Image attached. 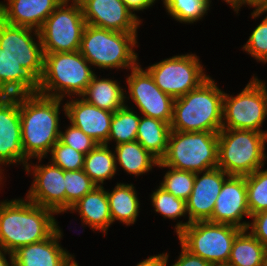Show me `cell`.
Returning a JSON list of instances; mask_svg holds the SVG:
<instances>
[{
    "label": "cell",
    "instance_id": "obj_1",
    "mask_svg": "<svg viewBox=\"0 0 267 266\" xmlns=\"http://www.w3.org/2000/svg\"><path fill=\"white\" fill-rule=\"evenodd\" d=\"M54 214L27 198L0 202V250L13 253L47 239L59 227Z\"/></svg>",
    "mask_w": 267,
    "mask_h": 266
},
{
    "label": "cell",
    "instance_id": "obj_2",
    "mask_svg": "<svg viewBox=\"0 0 267 266\" xmlns=\"http://www.w3.org/2000/svg\"><path fill=\"white\" fill-rule=\"evenodd\" d=\"M61 101L39 93L19 95L22 147L29 159L41 162L59 141Z\"/></svg>",
    "mask_w": 267,
    "mask_h": 266
},
{
    "label": "cell",
    "instance_id": "obj_3",
    "mask_svg": "<svg viewBox=\"0 0 267 266\" xmlns=\"http://www.w3.org/2000/svg\"><path fill=\"white\" fill-rule=\"evenodd\" d=\"M224 91L209 76L197 88L176 98L170 129L181 132H215L222 129Z\"/></svg>",
    "mask_w": 267,
    "mask_h": 266
},
{
    "label": "cell",
    "instance_id": "obj_4",
    "mask_svg": "<svg viewBox=\"0 0 267 266\" xmlns=\"http://www.w3.org/2000/svg\"><path fill=\"white\" fill-rule=\"evenodd\" d=\"M90 65L79 50L44 53V70L38 93L62 100L66 95L80 98L95 74Z\"/></svg>",
    "mask_w": 267,
    "mask_h": 266
},
{
    "label": "cell",
    "instance_id": "obj_5",
    "mask_svg": "<svg viewBox=\"0 0 267 266\" xmlns=\"http://www.w3.org/2000/svg\"><path fill=\"white\" fill-rule=\"evenodd\" d=\"M137 33H123L86 24L79 52L99 69H131L138 64L134 51Z\"/></svg>",
    "mask_w": 267,
    "mask_h": 266
},
{
    "label": "cell",
    "instance_id": "obj_6",
    "mask_svg": "<svg viewBox=\"0 0 267 266\" xmlns=\"http://www.w3.org/2000/svg\"><path fill=\"white\" fill-rule=\"evenodd\" d=\"M267 133L222 128L218 132V166L228 175L246 176L264 167Z\"/></svg>",
    "mask_w": 267,
    "mask_h": 266
},
{
    "label": "cell",
    "instance_id": "obj_7",
    "mask_svg": "<svg viewBox=\"0 0 267 266\" xmlns=\"http://www.w3.org/2000/svg\"><path fill=\"white\" fill-rule=\"evenodd\" d=\"M160 162L177 170L200 173L218 166V133L171 130Z\"/></svg>",
    "mask_w": 267,
    "mask_h": 266
},
{
    "label": "cell",
    "instance_id": "obj_8",
    "mask_svg": "<svg viewBox=\"0 0 267 266\" xmlns=\"http://www.w3.org/2000/svg\"><path fill=\"white\" fill-rule=\"evenodd\" d=\"M241 231L229 224L197 221L190 223L177 236L192 254L212 265H227L233 241Z\"/></svg>",
    "mask_w": 267,
    "mask_h": 266
},
{
    "label": "cell",
    "instance_id": "obj_9",
    "mask_svg": "<svg viewBox=\"0 0 267 266\" xmlns=\"http://www.w3.org/2000/svg\"><path fill=\"white\" fill-rule=\"evenodd\" d=\"M63 0L39 30L44 53L79 50L86 22L78 0Z\"/></svg>",
    "mask_w": 267,
    "mask_h": 266
},
{
    "label": "cell",
    "instance_id": "obj_10",
    "mask_svg": "<svg viewBox=\"0 0 267 266\" xmlns=\"http://www.w3.org/2000/svg\"><path fill=\"white\" fill-rule=\"evenodd\" d=\"M266 88L265 82L253 77L237 96L224 92L222 128L267 133L260 129L267 117Z\"/></svg>",
    "mask_w": 267,
    "mask_h": 266
},
{
    "label": "cell",
    "instance_id": "obj_11",
    "mask_svg": "<svg viewBox=\"0 0 267 266\" xmlns=\"http://www.w3.org/2000/svg\"><path fill=\"white\" fill-rule=\"evenodd\" d=\"M196 54L172 56L147 67L155 84L174 99L184 96L197 88L209 75Z\"/></svg>",
    "mask_w": 267,
    "mask_h": 266
},
{
    "label": "cell",
    "instance_id": "obj_12",
    "mask_svg": "<svg viewBox=\"0 0 267 266\" xmlns=\"http://www.w3.org/2000/svg\"><path fill=\"white\" fill-rule=\"evenodd\" d=\"M126 80L129 95H125V98L129 100L131 97L141 115L171 123L175 99L155 84L147 69L143 70L138 63L131 68V74Z\"/></svg>",
    "mask_w": 267,
    "mask_h": 266
},
{
    "label": "cell",
    "instance_id": "obj_13",
    "mask_svg": "<svg viewBox=\"0 0 267 266\" xmlns=\"http://www.w3.org/2000/svg\"><path fill=\"white\" fill-rule=\"evenodd\" d=\"M33 35L37 38V42ZM0 48L38 80L41 79L44 70V52L39 31L10 25L0 19Z\"/></svg>",
    "mask_w": 267,
    "mask_h": 266
},
{
    "label": "cell",
    "instance_id": "obj_14",
    "mask_svg": "<svg viewBox=\"0 0 267 266\" xmlns=\"http://www.w3.org/2000/svg\"><path fill=\"white\" fill-rule=\"evenodd\" d=\"M201 173L203 175L199 177ZM227 176L229 175L219 167L195 173L193 189L186 200L189 219L187 222L182 223L181 221L176 224L175 231L177 235L190 223L209 221L211 219L215 201Z\"/></svg>",
    "mask_w": 267,
    "mask_h": 266
},
{
    "label": "cell",
    "instance_id": "obj_15",
    "mask_svg": "<svg viewBox=\"0 0 267 266\" xmlns=\"http://www.w3.org/2000/svg\"><path fill=\"white\" fill-rule=\"evenodd\" d=\"M50 163V164H49ZM47 165L25 166L27 173L33 172V184L26 194L31 202L58 213L66 212L64 170L49 162ZM31 167V168H30Z\"/></svg>",
    "mask_w": 267,
    "mask_h": 266
},
{
    "label": "cell",
    "instance_id": "obj_16",
    "mask_svg": "<svg viewBox=\"0 0 267 266\" xmlns=\"http://www.w3.org/2000/svg\"><path fill=\"white\" fill-rule=\"evenodd\" d=\"M28 161L22 147L19 95H0V167L22 163L25 168Z\"/></svg>",
    "mask_w": 267,
    "mask_h": 266
},
{
    "label": "cell",
    "instance_id": "obj_17",
    "mask_svg": "<svg viewBox=\"0 0 267 266\" xmlns=\"http://www.w3.org/2000/svg\"><path fill=\"white\" fill-rule=\"evenodd\" d=\"M86 24L123 33H137L141 20L123 0H78Z\"/></svg>",
    "mask_w": 267,
    "mask_h": 266
},
{
    "label": "cell",
    "instance_id": "obj_18",
    "mask_svg": "<svg viewBox=\"0 0 267 266\" xmlns=\"http://www.w3.org/2000/svg\"><path fill=\"white\" fill-rule=\"evenodd\" d=\"M244 216L251 217L247 204L246 178L229 175L215 201L209 222L229 224L246 230L249 222H240Z\"/></svg>",
    "mask_w": 267,
    "mask_h": 266
},
{
    "label": "cell",
    "instance_id": "obj_19",
    "mask_svg": "<svg viewBox=\"0 0 267 266\" xmlns=\"http://www.w3.org/2000/svg\"><path fill=\"white\" fill-rule=\"evenodd\" d=\"M65 116L70 123L81 129L98 144H105L109 138L114 112L100 109L82 98H73L63 105Z\"/></svg>",
    "mask_w": 267,
    "mask_h": 266
},
{
    "label": "cell",
    "instance_id": "obj_20",
    "mask_svg": "<svg viewBox=\"0 0 267 266\" xmlns=\"http://www.w3.org/2000/svg\"><path fill=\"white\" fill-rule=\"evenodd\" d=\"M61 238L58 227L47 239L18 248L13 252L15 266H67L74 255L62 248Z\"/></svg>",
    "mask_w": 267,
    "mask_h": 266
},
{
    "label": "cell",
    "instance_id": "obj_21",
    "mask_svg": "<svg viewBox=\"0 0 267 266\" xmlns=\"http://www.w3.org/2000/svg\"><path fill=\"white\" fill-rule=\"evenodd\" d=\"M0 2V19L5 23L39 31L63 0H7Z\"/></svg>",
    "mask_w": 267,
    "mask_h": 266
},
{
    "label": "cell",
    "instance_id": "obj_22",
    "mask_svg": "<svg viewBox=\"0 0 267 266\" xmlns=\"http://www.w3.org/2000/svg\"><path fill=\"white\" fill-rule=\"evenodd\" d=\"M39 80L0 48V95L38 93Z\"/></svg>",
    "mask_w": 267,
    "mask_h": 266
},
{
    "label": "cell",
    "instance_id": "obj_23",
    "mask_svg": "<svg viewBox=\"0 0 267 266\" xmlns=\"http://www.w3.org/2000/svg\"><path fill=\"white\" fill-rule=\"evenodd\" d=\"M70 212H79L82 223L105 233L113 223L109 210L107 192L103 186H96L91 192L84 195L70 209Z\"/></svg>",
    "mask_w": 267,
    "mask_h": 266
},
{
    "label": "cell",
    "instance_id": "obj_24",
    "mask_svg": "<svg viewBox=\"0 0 267 266\" xmlns=\"http://www.w3.org/2000/svg\"><path fill=\"white\" fill-rule=\"evenodd\" d=\"M124 94L125 92L119 86L118 81L109 78H97L94 74L85 92L80 97L100 109L116 112L126 105Z\"/></svg>",
    "mask_w": 267,
    "mask_h": 266
},
{
    "label": "cell",
    "instance_id": "obj_25",
    "mask_svg": "<svg viewBox=\"0 0 267 266\" xmlns=\"http://www.w3.org/2000/svg\"><path fill=\"white\" fill-rule=\"evenodd\" d=\"M107 192L112 222L118 220L127 226L136 222L140 203L133 184L117 183Z\"/></svg>",
    "mask_w": 267,
    "mask_h": 266
},
{
    "label": "cell",
    "instance_id": "obj_26",
    "mask_svg": "<svg viewBox=\"0 0 267 266\" xmlns=\"http://www.w3.org/2000/svg\"><path fill=\"white\" fill-rule=\"evenodd\" d=\"M266 247L250 231L242 230L234 239L227 266H266Z\"/></svg>",
    "mask_w": 267,
    "mask_h": 266
},
{
    "label": "cell",
    "instance_id": "obj_27",
    "mask_svg": "<svg viewBox=\"0 0 267 266\" xmlns=\"http://www.w3.org/2000/svg\"><path fill=\"white\" fill-rule=\"evenodd\" d=\"M114 152L116 166L119 164L130 175L145 174L159 163V160L136 140L115 146Z\"/></svg>",
    "mask_w": 267,
    "mask_h": 266
},
{
    "label": "cell",
    "instance_id": "obj_28",
    "mask_svg": "<svg viewBox=\"0 0 267 266\" xmlns=\"http://www.w3.org/2000/svg\"><path fill=\"white\" fill-rule=\"evenodd\" d=\"M170 124L152 117H140L136 141L159 161L167 151Z\"/></svg>",
    "mask_w": 267,
    "mask_h": 266
},
{
    "label": "cell",
    "instance_id": "obj_29",
    "mask_svg": "<svg viewBox=\"0 0 267 266\" xmlns=\"http://www.w3.org/2000/svg\"><path fill=\"white\" fill-rule=\"evenodd\" d=\"M109 148L106 144H97L84 157L83 170L97 186H103L117 171L115 154Z\"/></svg>",
    "mask_w": 267,
    "mask_h": 266
},
{
    "label": "cell",
    "instance_id": "obj_30",
    "mask_svg": "<svg viewBox=\"0 0 267 266\" xmlns=\"http://www.w3.org/2000/svg\"><path fill=\"white\" fill-rule=\"evenodd\" d=\"M135 113L130 107L128 108V105L114 112L106 145L112 140L115 141L116 146L136 140L140 115Z\"/></svg>",
    "mask_w": 267,
    "mask_h": 266
},
{
    "label": "cell",
    "instance_id": "obj_31",
    "mask_svg": "<svg viewBox=\"0 0 267 266\" xmlns=\"http://www.w3.org/2000/svg\"><path fill=\"white\" fill-rule=\"evenodd\" d=\"M163 4L168 14L181 23L202 19L210 7L207 0H163Z\"/></svg>",
    "mask_w": 267,
    "mask_h": 266
},
{
    "label": "cell",
    "instance_id": "obj_32",
    "mask_svg": "<svg viewBox=\"0 0 267 266\" xmlns=\"http://www.w3.org/2000/svg\"><path fill=\"white\" fill-rule=\"evenodd\" d=\"M245 178L250 215L267 210V169L258 168Z\"/></svg>",
    "mask_w": 267,
    "mask_h": 266
},
{
    "label": "cell",
    "instance_id": "obj_33",
    "mask_svg": "<svg viewBox=\"0 0 267 266\" xmlns=\"http://www.w3.org/2000/svg\"><path fill=\"white\" fill-rule=\"evenodd\" d=\"M158 167L169 168L160 183V187L175 197L186 201L193 189L195 173L164 166L160 161Z\"/></svg>",
    "mask_w": 267,
    "mask_h": 266
},
{
    "label": "cell",
    "instance_id": "obj_34",
    "mask_svg": "<svg viewBox=\"0 0 267 266\" xmlns=\"http://www.w3.org/2000/svg\"><path fill=\"white\" fill-rule=\"evenodd\" d=\"M64 180L66 211L97 186L83 169L64 171Z\"/></svg>",
    "mask_w": 267,
    "mask_h": 266
},
{
    "label": "cell",
    "instance_id": "obj_35",
    "mask_svg": "<svg viewBox=\"0 0 267 266\" xmlns=\"http://www.w3.org/2000/svg\"><path fill=\"white\" fill-rule=\"evenodd\" d=\"M151 201L154 210L163 215L164 218L176 220L177 217L187 215L186 201L175 197L160 186L153 191Z\"/></svg>",
    "mask_w": 267,
    "mask_h": 266
},
{
    "label": "cell",
    "instance_id": "obj_36",
    "mask_svg": "<svg viewBox=\"0 0 267 266\" xmlns=\"http://www.w3.org/2000/svg\"><path fill=\"white\" fill-rule=\"evenodd\" d=\"M265 12L267 10H253L251 15L255 19ZM242 49L259 62H267V16L252 31Z\"/></svg>",
    "mask_w": 267,
    "mask_h": 266
},
{
    "label": "cell",
    "instance_id": "obj_37",
    "mask_svg": "<svg viewBox=\"0 0 267 266\" xmlns=\"http://www.w3.org/2000/svg\"><path fill=\"white\" fill-rule=\"evenodd\" d=\"M50 153L52 155L50 162L64 171L82 170L84 167L85 155L63 144L60 140L53 145Z\"/></svg>",
    "mask_w": 267,
    "mask_h": 266
},
{
    "label": "cell",
    "instance_id": "obj_38",
    "mask_svg": "<svg viewBox=\"0 0 267 266\" xmlns=\"http://www.w3.org/2000/svg\"><path fill=\"white\" fill-rule=\"evenodd\" d=\"M59 140L63 144L74 148L76 151L83 153L84 155L98 144L94 139L72 124L65 130V132H60Z\"/></svg>",
    "mask_w": 267,
    "mask_h": 266
},
{
    "label": "cell",
    "instance_id": "obj_39",
    "mask_svg": "<svg viewBox=\"0 0 267 266\" xmlns=\"http://www.w3.org/2000/svg\"><path fill=\"white\" fill-rule=\"evenodd\" d=\"M252 223L249 222L247 230L258 239L267 249V210L252 215Z\"/></svg>",
    "mask_w": 267,
    "mask_h": 266
},
{
    "label": "cell",
    "instance_id": "obj_40",
    "mask_svg": "<svg viewBox=\"0 0 267 266\" xmlns=\"http://www.w3.org/2000/svg\"><path fill=\"white\" fill-rule=\"evenodd\" d=\"M180 245L182 248L181 253L175 264L172 266H213L210 262L192 254L181 243Z\"/></svg>",
    "mask_w": 267,
    "mask_h": 266
},
{
    "label": "cell",
    "instance_id": "obj_41",
    "mask_svg": "<svg viewBox=\"0 0 267 266\" xmlns=\"http://www.w3.org/2000/svg\"><path fill=\"white\" fill-rule=\"evenodd\" d=\"M245 4L255 10H267V0H234V11L238 13L240 7Z\"/></svg>",
    "mask_w": 267,
    "mask_h": 266
},
{
    "label": "cell",
    "instance_id": "obj_42",
    "mask_svg": "<svg viewBox=\"0 0 267 266\" xmlns=\"http://www.w3.org/2000/svg\"><path fill=\"white\" fill-rule=\"evenodd\" d=\"M168 254L162 253L154 256H150L147 259L141 261L136 266H167Z\"/></svg>",
    "mask_w": 267,
    "mask_h": 266
},
{
    "label": "cell",
    "instance_id": "obj_43",
    "mask_svg": "<svg viewBox=\"0 0 267 266\" xmlns=\"http://www.w3.org/2000/svg\"><path fill=\"white\" fill-rule=\"evenodd\" d=\"M126 6L132 11H143L148 9L156 0H123Z\"/></svg>",
    "mask_w": 267,
    "mask_h": 266
},
{
    "label": "cell",
    "instance_id": "obj_44",
    "mask_svg": "<svg viewBox=\"0 0 267 266\" xmlns=\"http://www.w3.org/2000/svg\"><path fill=\"white\" fill-rule=\"evenodd\" d=\"M7 254L9 255V258H10V262H11L10 264L8 263L5 257ZM0 266H15L13 253L0 250Z\"/></svg>",
    "mask_w": 267,
    "mask_h": 266
},
{
    "label": "cell",
    "instance_id": "obj_45",
    "mask_svg": "<svg viewBox=\"0 0 267 266\" xmlns=\"http://www.w3.org/2000/svg\"><path fill=\"white\" fill-rule=\"evenodd\" d=\"M211 4V0H207ZM226 3H228L231 8L234 9V0H224Z\"/></svg>",
    "mask_w": 267,
    "mask_h": 266
},
{
    "label": "cell",
    "instance_id": "obj_46",
    "mask_svg": "<svg viewBox=\"0 0 267 266\" xmlns=\"http://www.w3.org/2000/svg\"><path fill=\"white\" fill-rule=\"evenodd\" d=\"M67 266H79L77 262H75L74 258L69 262Z\"/></svg>",
    "mask_w": 267,
    "mask_h": 266
},
{
    "label": "cell",
    "instance_id": "obj_47",
    "mask_svg": "<svg viewBox=\"0 0 267 266\" xmlns=\"http://www.w3.org/2000/svg\"><path fill=\"white\" fill-rule=\"evenodd\" d=\"M1 168V167H0ZM2 171H4V169L2 170V169H0V184H1V181H2V176H1V174L3 173Z\"/></svg>",
    "mask_w": 267,
    "mask_h": 266
}]
</instances>
